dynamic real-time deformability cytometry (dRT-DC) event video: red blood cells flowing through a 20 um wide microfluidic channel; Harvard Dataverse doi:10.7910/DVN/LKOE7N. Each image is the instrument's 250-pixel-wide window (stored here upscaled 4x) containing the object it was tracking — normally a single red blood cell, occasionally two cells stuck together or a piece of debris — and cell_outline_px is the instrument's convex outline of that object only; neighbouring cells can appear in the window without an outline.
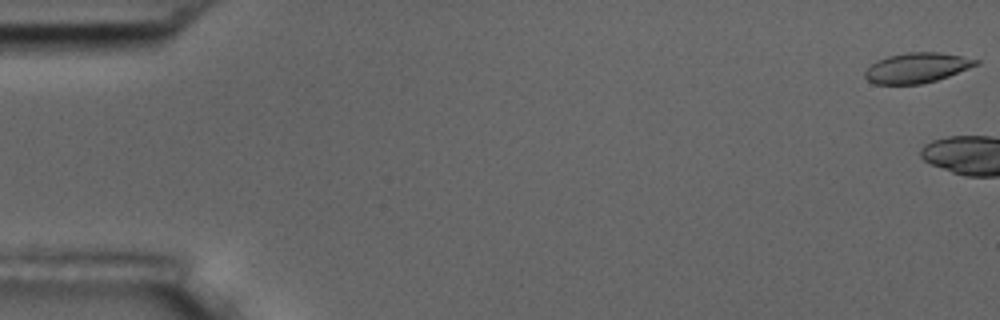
{"species": "common noctule bat (a hibernating species)", "species_latin": "Nyctalus noctula", "temperature_condition": "room temperature", "stored_images_in_passage": 5, "camera_frame_rate_fps": 3000, "um_per_image_px": 0.085, "animal": {"sex": "male", "body_mass_g": 17.5, "forearm_length_mm": 52.3}, "frame": {"image": 1, "passage_image": 1, "time_ms": 0.0, "image_size_px": [1000, 320], "cell_outline_px": [[980, 64], [948, 76], [936, 80], [920, 84], [876, 84], [868, 80], [864, 76], [864, 72], [876, 60], [888, 56], [908, 52], [940, 52], [980, 60]], "centroid_in_image_um": [77.94, 5.76], "position_along_channel_um": 7.1, "area_um2": 19.36}}